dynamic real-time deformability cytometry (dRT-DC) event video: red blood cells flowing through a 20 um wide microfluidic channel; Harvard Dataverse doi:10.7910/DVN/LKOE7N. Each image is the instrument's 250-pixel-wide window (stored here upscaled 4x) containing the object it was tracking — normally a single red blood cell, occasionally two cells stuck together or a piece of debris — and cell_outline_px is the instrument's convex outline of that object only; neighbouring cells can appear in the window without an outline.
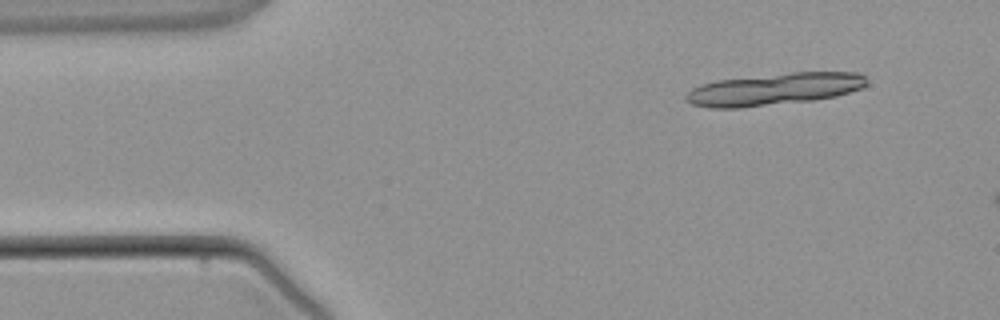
{"species": "common noctule bat (a hibernating species)", "species_latin": "Nyctalus noctula", "temperature_condition": "warm", "stored_images_in_passage": 2, "camera_frame_rate_fps": 3000, "um_per_image_px": 0.085, "animal": {"sex": "male", "body_mass_g": 21.5, "forearm_length_mm": 52.0}, "frame": {"image": 1, "passage_image": 1, "time_ms": 0.0, "image_size_px": [1000, 320], "cell_outline_px": [[868, 84], [860, 88], [836, 96], [812, 100], [740, 108], [708, 108], [692, 104], [684, 100], [684, 96], [692, 88], [700, 84], [716, 80], [792, 72], [860, 72], [864, 76]], "centroid_in_image_um": [65.76, 7.58], "position_along_channel_um": 19.2, "area_um2": 33.81}}